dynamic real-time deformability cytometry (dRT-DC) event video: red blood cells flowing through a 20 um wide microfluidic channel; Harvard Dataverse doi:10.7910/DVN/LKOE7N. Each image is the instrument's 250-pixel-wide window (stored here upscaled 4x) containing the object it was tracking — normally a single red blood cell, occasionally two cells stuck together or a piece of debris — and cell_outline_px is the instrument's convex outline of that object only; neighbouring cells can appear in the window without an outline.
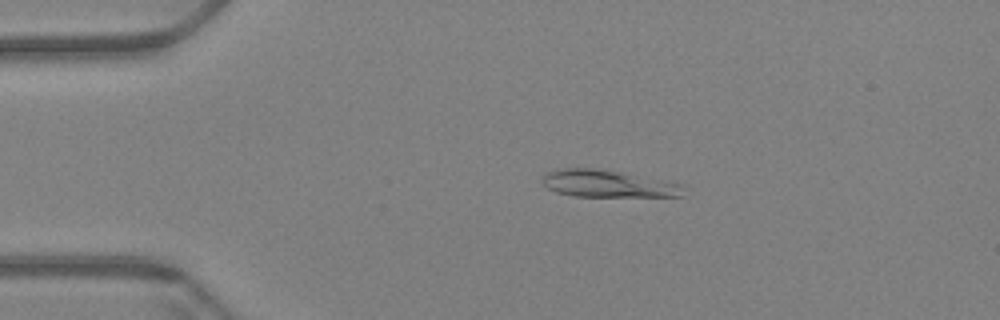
{"species": "Egyptian fruit bat (a non-hibernating species)", "species_latin": "Rousettus aegyptiacus", "temperature_condition": "warm", "stored_images_in_passage": 60, "camera_frame_rate_fps": 3000, "um_per_image_px": 0.085, "animal": {"sex": "female"}, "frame": {"image": 1, "passage_image": 12, "time_ms": 3.667, "image_size_px": [1000, 320], "cell_outline_px": [[684, 196], [576, 196], [556, 192], [548, 188], [544, 184], [544, 176], [548, 172], [560, 168], [596, 168], [620, 172], [680, 184]], "centroid_in_image_um": [51.62, 15.61], "position_along_channel_um": 33.4, "area_um2": 21.73}}
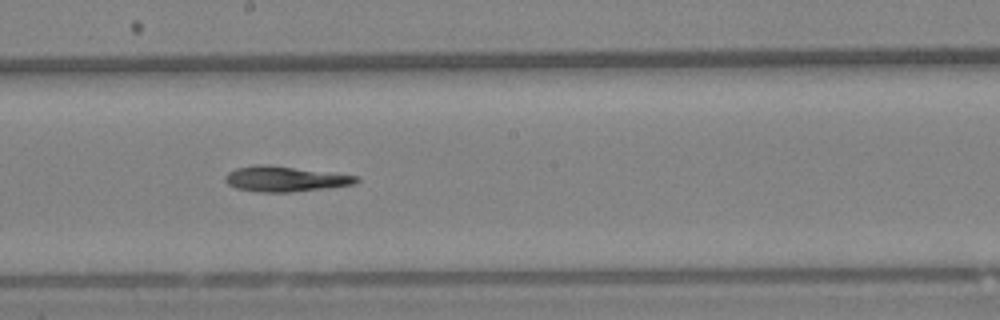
{"frame": {"image": 2, "passage_image": 33, "time_ms": 10.667, "image_size_px": [1000, 320], "cell_outline_px": [[360, 180], [356, 184], [328, 188], [292, 192], [260, 192], [236, 188], [228, 184], [224, 180], [224, 176], [228, 172], [236, 168], [256, 164], [264, 164], [356, 176]], "centroid_in_image_um": [24.19, 15.22], "position_along_channel_um": 224.0, "area_um2": 19.19}}
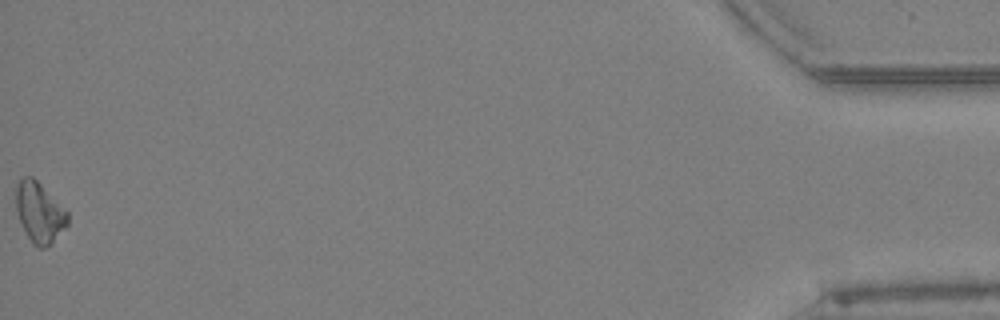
{"frame": {"image": 3, "passage_image": 60, "time_ms": 19.667, "image_size_px": [1000, 320], "cell_outline_px": [[68, 224], [44, 248], [36, 248], [32, 244], [16, 212], [16, 188], [20, 180], [24, 176], [32, 176], [68, 212]], "centroid_in_image_um": [3.33, 18.05], "position_along_channel_um": 431.9, "area_um2": 17.63}}